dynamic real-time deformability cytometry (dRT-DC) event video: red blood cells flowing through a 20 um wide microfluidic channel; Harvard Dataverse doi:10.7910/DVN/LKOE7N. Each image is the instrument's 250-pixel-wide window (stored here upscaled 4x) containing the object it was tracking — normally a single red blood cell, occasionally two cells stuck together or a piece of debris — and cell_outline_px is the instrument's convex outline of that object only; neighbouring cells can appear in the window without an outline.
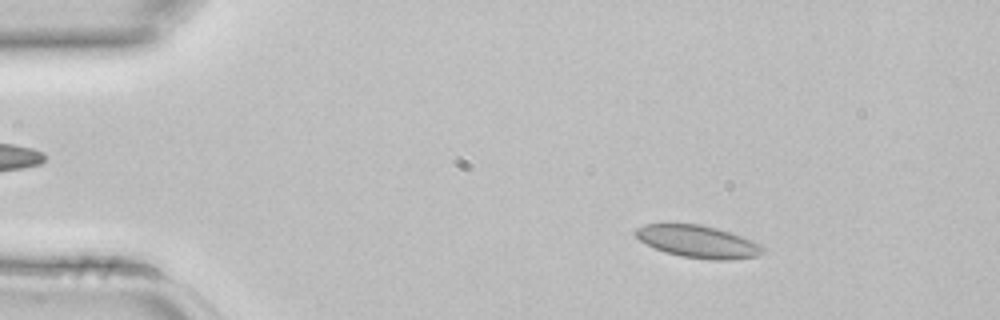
{"species": "common noctule bat (a hibernating species)", "species_latin": "Nyctalus noctula", "temperature_condition": "room temperature", "stored_images_in_passage": 3, "camera_frame_rate_fps": 3000, "um_per_image_px": 0.085, "animal": {"sex": "female", "body_mass_g": 22.7, "forearm_length_mm": 54.2}, "frame": {"image": 1, "passage_image": 1, "time_ms": 0.0, "image_size_px": [1000, 320], "cell_outline_px": [[764, 252], [756, 256], [732, 260], [712, 260], [680, 256], [664, 252], [640, 240], [632, 232], [636, 228], [644, 224], [700, 224], [716, 228], [752, 240], [760, 244], [764, 248]], "centroid_in_image_um": [59.32, 20.54], "position_along_channel_um": 25.7, "area_um2": 23.87}}
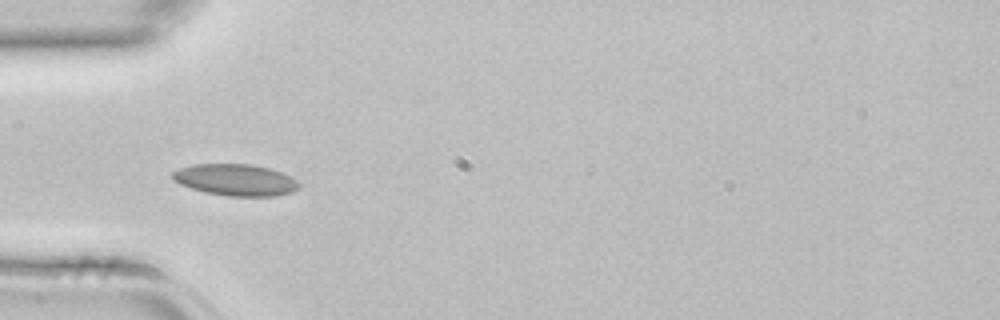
{"frame": {"image": 2, "passage_image": 3, "time_ms": 0.667, "image_size_px": [1000, 320], "cell_outline_px": [[300, 188], [292, 192], [276, 196], [228, 196], [204, 192], [180, 184], [172, 180], [172, 172], [180, 168], [192, 164], [252, 164], [268, 168], [280, 172], [296, 180], [300, 184]], "centroid_in_image_um": [20.01, 15.29], "position_along_channel_um": 65.0, "area_um2": 23.29}}